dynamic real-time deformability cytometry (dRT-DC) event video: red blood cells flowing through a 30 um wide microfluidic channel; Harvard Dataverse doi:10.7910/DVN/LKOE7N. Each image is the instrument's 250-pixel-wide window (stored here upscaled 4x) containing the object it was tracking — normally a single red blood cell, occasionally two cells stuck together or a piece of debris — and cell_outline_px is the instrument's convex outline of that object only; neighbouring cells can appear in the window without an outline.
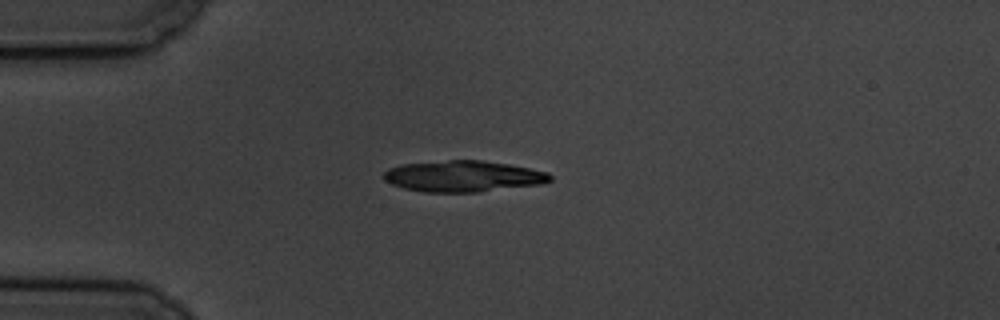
{"species": "common noctule bat (a hibernating species)", "species_latin": "Nyctalus noctula", "temperature_condition": "cold", "stored_images_in_passage": 8, "camera_frame_rate_fps": 3000, "um_per_image_px": 0.085, "animal": {"sex": "male", "body_mass_g": 19.5, "forearm_length_mm": 54.6}, "frame": {"image": 1, "passage_image": 3, "time_ms": 2.333, "image_size_px": [1000, 320], "cell_outline_px": [[552, 180], [540, 184], [480, 192], [424, 192], [404, 188], [392, 184], [384, 180], [384, 172], [388, 168], [404, 164], [448, 160], [480, 160], [508, 164], [548, 172], [552, 176]], "centroid_in_image_um": [39.37, 14.98], "position_along_channel_um": 45.6, "area_um2": 30.11}}